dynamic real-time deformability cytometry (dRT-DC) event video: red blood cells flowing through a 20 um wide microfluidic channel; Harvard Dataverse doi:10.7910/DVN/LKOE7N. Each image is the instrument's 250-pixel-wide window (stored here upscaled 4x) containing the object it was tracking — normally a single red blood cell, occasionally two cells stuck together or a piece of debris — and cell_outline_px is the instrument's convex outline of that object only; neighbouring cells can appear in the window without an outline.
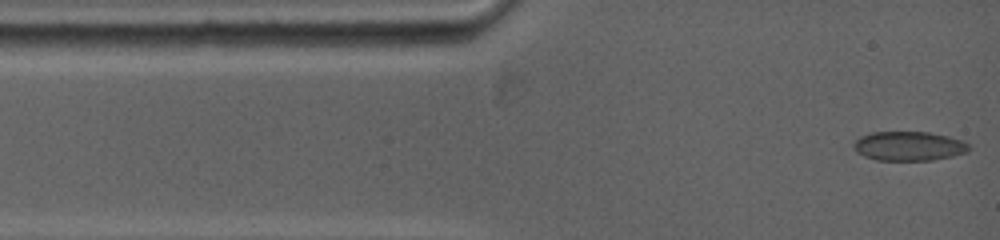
{"species": "common noctule bat (a hibernating species)", "species_latin": "Nyctalus noctula", "temperature_condition": "warm", "stored_images_in_passage": 3, "camera_frame_rate_fps": 5000, "um_per_image_px": 0.085, "animal": {"sex": "female", "body_mass_g": 19.0, "forearm_length_mm": 53.3}, "frame": {"image": 1, "passage_image": 1, "time_ms": 0.0, "image_size_px": [1000, 240], "cell_outline_px": [[968, 152], [952, 156], [932, 160], [876, 160], [864, 156], [856, 152], [852, 148], [852, 144], [860, 136], [872, 132], [928, 132], [948, 136], [960, 140], [968, 144]], "centroid_in_image_um": [77.2, 12.42], "position_along_channel_um": 7.8, "area_um2": 19.65}}
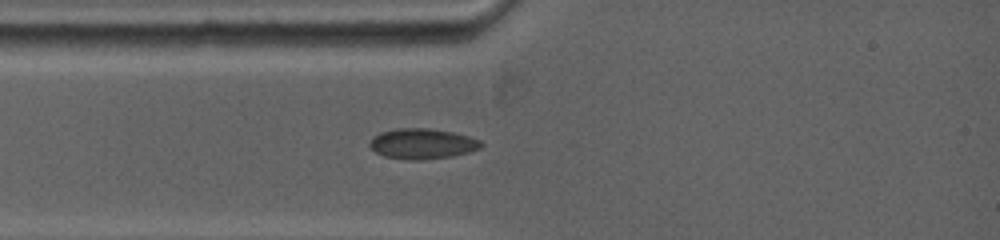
{"frame": {"image": 2, "passage_image": 3, "time_ms": 2.2, "image_size_px": [1000, 240], "cell_outline_px": [[484, 144], [480, 148], [468, 152], [452, 156], [420, 160], [408, 160], [384, 156], [376, 152], [368, 144], [372, 136], [380, 132], [396, 128], [428, 128], [452, 132], [468, 136], [480, 140]], "centroid_in_image_um": [35.87, 12.21], "position_along_channel_um": 49.1, "area_um2": 19.77}}